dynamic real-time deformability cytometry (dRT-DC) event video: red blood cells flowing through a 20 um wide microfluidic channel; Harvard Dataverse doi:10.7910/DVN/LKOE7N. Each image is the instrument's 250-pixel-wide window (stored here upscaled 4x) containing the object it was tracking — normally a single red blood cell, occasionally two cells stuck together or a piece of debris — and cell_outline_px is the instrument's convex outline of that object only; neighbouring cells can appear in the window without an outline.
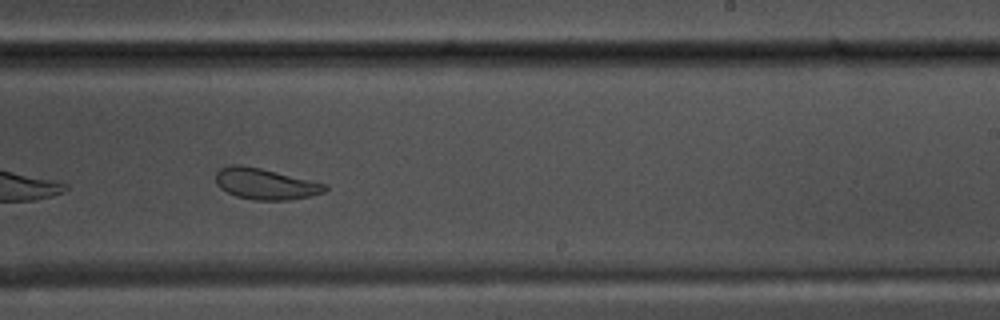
{"species": "common noctule bat (a hibernating species)", "species_latin": "Nyctalus noctula", "temperature_condition": "warm", "stored_images_in_passage": 21, "camera_frame_rate_fps": 3000, "um_per_image_px": 0.085, "animal": {"sex": "male", "body_mass_g": 17.5, "forearm_length_mm": 52.3}, "frame": {"image": 1, "passage_image": 18, "time_ms": 5.667, "image_size_px": [1000, 320], "cell_outline_px": [[328, 188], [324, 192], [308, 196], [288, 200], [252, 200], [236, 196], [220, 188], [216, 184], [216, 172], [220, 168], [232, 164], [240, 164], [260, 168], [328, 184]], "centroid_in_image_um": [22.54, 15.62], "position_along_channel_um": 266.5, "area_um2": 19.77}}